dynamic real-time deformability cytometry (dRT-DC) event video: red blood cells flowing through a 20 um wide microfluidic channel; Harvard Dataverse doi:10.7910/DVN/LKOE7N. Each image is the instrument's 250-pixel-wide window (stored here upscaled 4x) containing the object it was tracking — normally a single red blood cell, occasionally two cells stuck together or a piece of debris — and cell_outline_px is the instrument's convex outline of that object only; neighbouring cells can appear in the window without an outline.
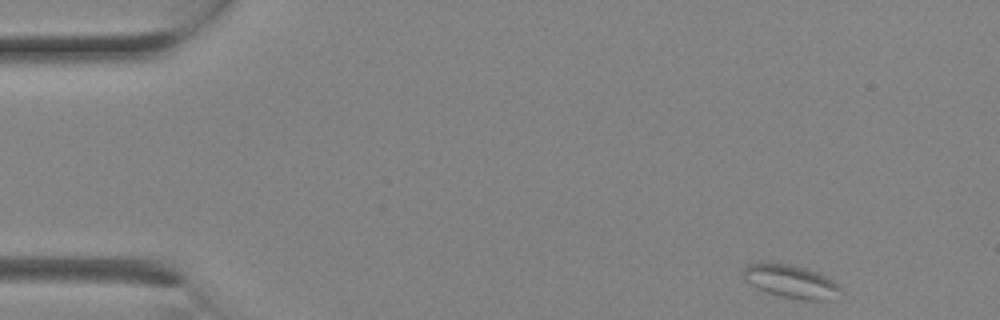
{"species": "Egyptian fruit bat (a non-hibernating species)", "species_latin": "Rousettus aegyptiacus", "temperature_condition": "room temperature", "stored_images_in_passage": 3, "camera_frame_rate_fps": 3000, "um_per_image_px": 0.085, "animal": {"sex": "female"}, "frame": {"image": 1, "passage_image": 1, "time_ms": 0.0, "image_size_px": [1000, 320], "cell_outline_px": [[840, 288], [824, 300], [804, 300], [780, 296], [768, 292], [748, 284], [744, 280], [740, 272], [748, 264], [792, 264], [816, 272], [840, 284]], "centroid_in_image_um": [67.12, 23.91], "position_along_channel_um": 17.9, "area_um2": 18.15}}